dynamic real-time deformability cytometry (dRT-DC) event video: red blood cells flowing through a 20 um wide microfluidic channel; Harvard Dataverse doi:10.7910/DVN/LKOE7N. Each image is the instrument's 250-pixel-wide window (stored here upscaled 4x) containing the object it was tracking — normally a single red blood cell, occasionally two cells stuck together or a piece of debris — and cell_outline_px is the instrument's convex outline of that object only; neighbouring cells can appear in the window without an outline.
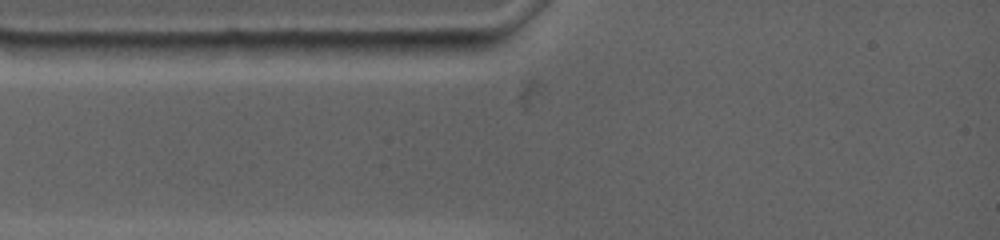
{"species": "common noctule bat (a hibernating species)", "species_latin": "Nyctalus noctula", "temperature_condition": "warm", "stored_images_in_passage": 1, "camera_frame_rate_fps": 4500, "um_per_image_px": 0.085, "animal": {"sex": "female", "body_mass_g": 19.0, "forearm_length_mm": 53.3}, "frame": {"image": 1, "passage_image": 1, "time_ms": 0.0, "image_size_px": [1000, 240], "cell_outline_px": [[188, 44], [184, 56], [180, 60], [48, 60], [40, 44], [80, 40], [84, 40]], "centroid_in_image_um": [9.62, 4.31], "position_along_channel_um": 75.4, "area_um2": 18.5}}